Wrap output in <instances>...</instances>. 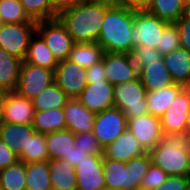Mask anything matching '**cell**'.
<instances>
[{"instance_id":"1","label":"cell","mask_w":190,"mask_h":190,"mask_svg":"<svg viewBox=\"0 0 190 190\" xmlns=\"http://www.w3.org/2000/svg\"><path fill=\"white\" fill-rule=\"evenodd\" d=\"M112 4L84 1L57 15L75 43L97 42L106 10Z\"/></svg>"},{"instance_id":"2","label":"cell","mask_w":190,"mask_h":190,"mask_svg":"<svg viewBox=\"0 0 190 190\" xmlns=\"http://www.w3.org/2000/svg\"><path fill=\"white\" fill-rule=\"evenodd\" d=\"M135 11L112 4L105 14L97 43L104 52L131 54Z\"/></svg>"},{"instance_id":"3","label":"cell","mask_w":190,"mask_h":190,"mask_svg":"<svg viewBox=\"0 0 190 190\" xmlns=\"http://www.w3.org/2000/svg\"><path fill=\"white\" fill-rule=\"evenodd\" d=\"M149 153L152 164L168 176H190V144L186 134L164 135Z\"/></svg>"},{"instance_id":"4","label":"cell","mask_w":190,"mask_h":190,"mask_svg":"<svg viewBox=\"0 0 190 190\" xmlns=\"http://www.w3.org/2000/svg\"><path fill=\"white\" fill-rule=\"evenodd\" d=\"M152 163L149 152L135 157L127 163L104 159L103 171L106 190H136Z\"/></svg>"},{"instance_id":"5","label":"cell","mask_w":190,"mask_h":190,"mask_svg":"<svg viewBox=\"0 0 190 190\" xmlns=\"http://www.w3.org/2000/svg\"><path fill=\"white\" fill-rule=\"evenodd\" d=\"M114 108L120 109L127 121L149 113L146 90L141 79L114 85Z\"/></svg>"},{"instance_id":"6","label":"cell","mask_w":190,"mask_h":190,"mask_svg":"<svg viewBox=\"0 0 190 190\" xmlns=\"http://www.w3.org/2000/svg\"><path fill=\"white\" fill-rule=\"evenodd\" d=\"M55 82V70L21 63L19 79L15 92L29 100L37 97L45 88Z\"/></svg>"},{"instance_id":"7","label":"cell","mask_w":190,"mask_h":190,"mask_svg":"<svg viewBox=\"0 0 190 190\" xmlns=\"http://www.w3.org/2000/svg\"><path fill=\"white\" fill-rule=\"evenodd\" d=\"M37 23H4L0 27V48L12 56L25 59Z\"/></svg>"},{"instance_id":"8","label":"cell","mask_w":190,"mask_h":190,"mask_svg":"<svg viewBox=\"0 0 190 190\" xmlns=\"http://www.w3.org/2000/svg\"><path fill=\"white\" fill-rule=\"evenodd\" d=\"M36 32L43 38L58 62L68 58L75 42L58 18L37 21Z\"/></svg>"},{"instance_id":"9","label":"cell","mask_w":190,"mask_h":190,"mask_svg":"<svg viewBox=\"0 0 190 190\" xmlns=\"http://www.w3.org/2000/svg\"><path fill=\"white\" fill-rule=\"evenodd\" d=\"M168 22L161 20L147 10H136L132 30L133 48L139 45L156 49Z\"/></svg>"},{"instance_id":"10","label":"cell","mask_w":190,"mask_h":190,"mask_svg":"<svg viewBox=\"0 0 190 190\" xmlns=\"http://www.w3.org/2000/svg\"><path fill=\"white\" fill-rule=\"evenodd\" d=\"M127 123L120 109L111 108L95 115L92 133L104 149L127 129Z\"/></svg>"},{"instance_id":"11","label":"cell","mask_w":190,"mask_h":190,"mask_svg":"<svg viewBox=\"0 0 190 190\" xmlns=\"http://www.w3.org/2000/svg\"><path fill=\"white\" fill-rule=\"evenodd\" d=\"M87 69L68 59L58 62L55 69V83L69 99L78 98L86 87Z\"/></svg>"},{"instance_id":"12","label":"cell","mask_w":190,"mask_h":190,"mask_svg":"<svg viewBox=\"0 0 190 190\" xmlns=\"http://www.w3.org/2000/svg\"><path fill=\"white\" fill-rule=\"evenodd\" d=\"M190 110V91L185 87L160 116L164 135L186 134V118Z\"/></svg>"},{"instance_id":"13","label":"cell","mask_w":190,"mask_h":190,"mask_svg":"<svg viewBox=\"0 0 190 190\" xmlns=\"http://www.w3.org/2000/svg\"><path fill=\"white\" fill-rule=\"evenodd\" d=\"M127 128L146 152L158 145L164 136L160 118L150 113L128 120Z\"/></svg>"},{"instance_id":"14","label":"cell","mask_w":190,"mask_h":190,"mask_svg":"<svg viewBox=\"0 0 190 190\" xmlns=\"http://www.w3.org/2000/svg\"><path fill=\"white\" fill-rule=\"evenodd\" d=\"M107 81L113 86L139 78V71L130 54L104 52Z\"/></svg>"},{"instance_id":"15","label":"cell","mask_w":190,"mask_h":190,"mask_svg":"<svg viewBox=\"0 0 190 190\" xmlns=\"http://www.w3.org/2000/svg\"><path fill=\"white\" fill-rule=\"evenodd\" d=\"M103 155H90L75 167L78 190H106Z\"/></svg>"},{"instance_id":"16","label":"cell","mask_w":190,"mask_h":190,"mask_svg":"<svg viewBox=\"0 0 190 190\" xmlns=\"http://www.w3.org/2000/svg\"><path fill=\"white\" fill-rule=\"evenodd\" d=\"M114 86L109 81L88 83L77 98L88 110L97 114L114 108Z\"/></svg>"},{"instance_id":"17","label":"cell","mask_w":190,"mask_h":190,"mask_svg":"<svg viewBox=\"0 0 190 190\" xmlns=\"http://www.w3.org/2000/svg\"><path fill=\"white\" fill-rule=\"evenodd\" d=\"M144 153H146V151L127 128L112 143L103 149V158L127 163L131 159Z\"/></svg>"},{"instance_id":"18","label":"cell","mask_w":190,"mask_h":190,"mask_svg":"<svg viewBox=\"0 0 190 190\" xmlns=\"http://www.w3.org/2000/svg\"><path fill=\"white\" fill-rule=\"evenodd\" d=\"M63 110L67 129L74 134L92 132L96 114L88 110L77 98L68 99Z\"/></svg>"},{"instance_id":"19","label":"cell","mask_w":190,"mask_h":190,"mask_svg":"<svg viewBox=\"0 0 190 190\" xmlns=\"http://www.w3.org/2000/svg\"><path fill=\"white\" fill-rule=\"evenodd\" d=\"M35 110L32 100L16 92H8L4 107L3 122L12 124H32Z\"/></svg>"},{"instance_id":"20","label":"cell","mask_w":190,"mask_h":190,"mask_svg":"<svg viewBox=\"0 0 190 190\" xmlns=\"http://www.w3.org/2000/svg\"><path fill=\"white\" fill-rule=\"evenodd\" d=\"M162 60L171 73L175 84L187 87L190 84V53L184 48H178L162 56Z\"/></svg>"},{"instance_id":"21","label":"cell","mask_w":190,"mask_h":190,"mask_svg":"<svg viewBox=\"0 0 190 190\" xmlns=\"http://www.w3.org/2000/svg\"><path fill=\"white\" fill-rule=\"evenodd\" d=\"M139 78L146 92L163 89L175 84L162 59L147 62V66L139 71Z\"/></svg>"},{"instance_id":"22","label":"cell","mask_w":190,"mask_h":190,"mask_svg":"<svg viewBox=\"0 0 190 190\" xmlns=\"http://www.w3.org/2000/svg\"><path fill=\"white\" fill-rule=\"evenodd\" d=\"M36 131L32 124H12L2 122L0 124V139L18 156L24 151L29 137Z\"/></svg>"},{"instance_id":"23","label":"cell","mask_w":190,"mask_h":190,"mask_svg":"<svg viewBox=\"0 0 190 190\" xmlns=\"http://www.w3.org/2000/svg\"><path fill=\"white\" fill-rule=\"evenodd\" d=\"M52 190H75L77 177L75 167L64 159L49 160Z\"/></svg>"},{"instance_id":"24","label":"cell","mask_w":190,"mask_h":190,"mask_svg":"<svg viewBox=\"0 0 190 190\" xmlns=\"http://www.w3.org/2000/svg\"><path fill=\"white\" fill-rule=\"evenodd\" d=\"M184 88L182 85L172 84L163 89L146 92L149 113L157 117L162 116Z\"/></svg>"},{"instance_id":"25","label":"cell","mask_w":190,"mask_h":190,"mask_svg":"<svg viewBox=\"0 0 190 190\" xmlns=\"http://www.w3.org/2000/svg\"><path fill=\"white\" fill-rule=\"evenodd\" d=\"M24 61L53 70H55L58 65V61L53 56L51 49L37 32H35L30 40Z\"/></svg>"},{"instance_id":"26","label":"cell","mask_w":190,"mask_h":190,"mask_svg":"<svg viewBox=\"0 0 190 190\" xmlns=\"http://www.w3.org/2000/svg\"><path fill=\"white\" fill-rule=\"evenodd\" d=\"M22 61L0 48V89L15 92Z\"/></svg>"},{"instance_id":"27","label":"cell","mask_w":190,"mask_h":190,"mask_svg":"<svg viewBox=\"0 0 190 190\" xmlns=\"http://www.w3.org/2000/svg\"><path fill=\"white\" fill-rule=\"evenodd\" d=\"M32 127L36 132L42 134L67 129L63 108L35 111Z\"/></svg>"},{"instance_id":"28","label":"cell","mask_w":190,"mask_h":190,"mask_svg":"<svg viewBox=\"0 0 190 190\" xmlns=\"http://www.w3.org/2000/svg\"><path fill=\"white\" fill-rule=\"evenodd\" d=\"M49 160L67 157L75 143V134L69 129L45 134Z\"/></svg>"},{"instance_id":"29","label":"cell","mask_w":190,"mask_h":190,"mask_svg":"<svg viewBox=\"0 0 190 190\" xmlns=\"http://www.w3.org/2000/svg\"><path fill=\"white\" fill-rule=\"evenodd\" d=\"M103 54L97 42L75 43L67 59L87 69L102 60Z\"/></svg>"},{"instance_id":"30","label":"cell","mask_w":190,"mask_h":190,"mask_svg":"<svg viewBox=\"0 0 190 190\" xmlns=\"http://www.w3.org/2000/svg\"><path fill=\"white\" fill-rule=\"evenodd\" d=\"M26 190H52L49 161L26 163Z\"/></svg>"},{"instance_id":"31","label":"cell","mask_w":190,"mask_h":190,"mask_svg":"<svg viewBox=\"0 0 190 190\" xmlns=\"http://www.w3.org/2000/svg\"><path fill=\"white\" fill-rule=\"evenodd\" d=\"M185 9L182 0H152L147 11L168 23H176L185 15Z\"/></svg>"},{"instance_id":"32","label":"cell","mask_w":190,"mask_h":190,"mask_svg":"<svg viewBox=\"0 0 190 190\" xmlns=\"http://www.w3.org/2000/svg\"><path fill=\"white\" fill-rule=\"evenodd\" d=\"M67 95L54 82L45 88L37 97L32 99L35 111L62 109L68 101Z\"/></svg>"},{"instance_id":"33","label":"cell","mask_w":190,"mask_h":190,"mask_svg":"<svg viewBox=\"0 0 190 190\" xmlns=\"http://www.w3.org/2000/svg\"><path fill=\"white\" fill-rule=\"evenodd\" d=\"M26 164L18 160L5 169L0 170L2 190H26Z\"/></svg>"},{"instance_id":"34","label":"cell","mask_w":190,"mask_h":190,"mask_svg":"<svg viewBox=\"0 0 190 190\" xmlns=\"http://www.w3.org/2000/svg\"><path fill=\"white\" fill-rule=\"evenodd\" d=\"M18 157L25 164L49 161L45 134L35 132L29 137L24 151Z\"/></svg>"},{"instance_id":"35","label":"cell","mask_w":190,"mask_h":190,"mask_svg":"<svg viewBox=\"0 0 190 190\" xmlns=\"http://www.w3.org/2000/svg\"><path fill=\"white\" fill-rule=\"evenodd\" d=\"M0 16L4 23H37L25 12L20 0H0Z\"/></svg>"},{"instance_id":"36","label":"cell","mask_w":190,"mask_h":190,"mask_svg":"<svg viewBox=\"0 0 190 190\" xmlns=\"http://www.w3.org/2000/svg\"><path fill=\"white\" fill-rule=\"evenodd\" d=\"M25 12L34 21L57 18L51 0H20Z\"/></svg>"},{"instance_id":"37","label":"cell","mask_w":190,"mask_h":190,"mask_svg":"<svg viewBox=\"0 0 190 190\" xmlns=\"http://www.w3.org/2000/svg\"><path fill=\"white\" fill-rule=\"evenodd\" d=\"M180 37L176 23H168L161 35L156 50L163 56L180 48Z\"/></svg>"},{"instance_id":"38","label":"cell","mask_w":190,"mask_h":190,"mask_svg":"<svg viewBox=\"0 0 190 190\" xmlns=\"http://www.w3.org/2000/svg\"><path fill=\"white\" fill-rule=\"evenodd\" d=\"M133 62L136 64L138 71L147 66V62L162 59V55L150 46L139 45L134 47L131 52Z\"/></svg>"},{"instance_id":"39","label":"cell","mask_w":190,"mask_h":190,"mask_svg":"<svg viewBox=\"0 0 190 190\" xmlns=\"http://www.w3.org/2000/svg\"><path fill=\"white\" fill-rule=\"evenodd\" d=\"M168 175L160 168L151 163L146 174L141 180L140 189L143 190H155L161 186Z\"/></svg>"},{"instance_id":"40","label":"cell","mask_w":190,"mask_h":190,"mask_svg":"<svg viewBox=\"0 0 190 190\" xmlns=\"http://www.w3.org/2000/svg\"><path fill=\"white\" fill-rule=\"evenodd\" d=\"M74 145L86 150L88 155H103V148L92 132L75 134Z\"/></svg>"},{"instance_id":"41","label":"cell","mask_w":190,"mask_h":190,"mask_svg":"<svg viewBox=\"0 0 190 190\" xmlns=\"http://www.w3.org/2000/svg\"><path fill=\"white\" fill-rule=\"evenodd\" d=\"M155 190H190V176H168Z\"/></svg>"},{"instance_id":"42","label":"cell","mask_w":190,"mask_h":190,"mask_svg":"<svg viewBox=\"0 0 190 190\" xmlns=\"http://www.w3.org/2000/svg\"><path fill=\"white\" fill-rule=\"evenodd\" d=\"M181 48L190 53V19L183 15L177 22Z\"/></svg>"},{"instance_id":"43","label":"cell","mask_w":190,"mask_h":190,"mask_svg":"<svg viewBox=\"0 0 190 190\" xmlns=\"http://www.w3.org/2000/svg\"><path fill=\"white\" fill-rule=\"evenodd\" d=\"M86 76L87 83L94 84V82L106 81L107 78L105 75L104 59L102 58V60H100L98 63L87 68Z\"/></svg>"},{"instance_id":"44","label":"cell","mask_w":190,"mask_h":190,"mask_svg":"<svg viewBox=\"0 0 190 190\" xmlns=\"http://www.w3.org/2000/svg\"><path fill=\"white\" fill-rule=\"evenodd\" d=\"M19 160L10 147L0 139V170L7 168Z\"/></svg>"},{"instance_id":"45","label":"cell","mask_w":190,"mask_h":190,"mask_svg":"<svg viewBox=\"0 0 190 190\" xmlns=\"http://www.w3.org/2000/svg\"><path fill=\"white\" fill-rule=\"evenodd\" d=\"M89 156L90 155L87 154L86 150L79 148L78 145H74L72 146L68 156L63 157L62 159L76 167L79 162H82L85 158H88Z\"/></svg>"},{"instance_id":"46","label":"cell","mask_w":190,"mask_h":190,"mask_svg":"<svg viewBox=\"0 0 190 190\" xmlns=\"http://www.w3.org/2000/svg\"><path fill=\"white\" fill-rule=\"evenodd\" d=\"M152 0H118L117 4L132 10H147Z\"/></svg>"},{"instance_id":"47","label":"cell","mask_w":190,"mask_h":190,"mask_svg":"<svg viewBox=\"0 0 190 190\" xmlns=\"http://www.w3.org/2000/svg\"><path fill=\"white\" fill-rule=\"evenodd\" d=\"M86 0H51L53 10L58 15L60 12L75 7Z\"/></svg>"},{"instance_id":"48","label":"cell","mask_w":190,"mask_h":190,"mask_svg":"<svg viewBox=\"0 0 190 190\" xmlns=\"http://www.w3.org/2000/svg\"><path fill=\"white\" fill-rule=\"evenodd\" d=\"M8 92L0 89V124L3 122L4 107Z\"/></svg>"},{"instance_id":"49","label":"cell","mask_w":190,"mask_h":190,"mask_svg":"<svg viewBox=\"0 0 190 190\" xmlns=\"http://www.w3.org/2000/svg\"><path fill=\"white\" fill-rule=\"evenodd\" d=\"M186 135L190 139V110H189V112L187 114V118H186Z\"/></svg>"},{"instance_id":"50","label":"cell","mask_w":190,"mask_h":190,"mask_svg":"<svg viewBox=\"0 0 190 190\" xmlns=\"http://www.w3.org/2000/svg\"><path fill=\"white\" fill-rule=\"evenodd\" d=\"M87 1L107 2L110 4H117L118 2V0H87Z\"/></svg>"},{"instance_id":"51","label":"cell","mask_w":190,"mask_h":190,"mask_svg":"<svg viewBox=\"0 0 190 190\" xmlns=\"http://www.w3.org/2000/svg\"><path fill=\"white\" fill-rule=\"evenodd\" d=\"M185 16L190 19V5L186 6L185 9Z\"/></svg>"},{"instance_id":"52","label":"cell","mask_w":190,"mask_h":190,"mask_svg":"<svg viewBox=\"0 0 190 190\" xmlns=\"http://www.w3.org/2000/svg\"><path fill=\"white\" fill-rule=\"evenodd\" d=\"M185 4V6L190 5V0H182Z\"/></svg>"},{"instance_id":"53","label":"cell","mask_w":190,"mask_h":190,"mask_svg":"<svg viewBox=\"0 0 190 190\" xmlns=\"http://www.w3.org/2000/svg\"><path fill=\"white\" fill-rule=\"evenodd\" d=\"M4 24L3 19L0 16V27Z\"/></svg>"}]
</instances>
